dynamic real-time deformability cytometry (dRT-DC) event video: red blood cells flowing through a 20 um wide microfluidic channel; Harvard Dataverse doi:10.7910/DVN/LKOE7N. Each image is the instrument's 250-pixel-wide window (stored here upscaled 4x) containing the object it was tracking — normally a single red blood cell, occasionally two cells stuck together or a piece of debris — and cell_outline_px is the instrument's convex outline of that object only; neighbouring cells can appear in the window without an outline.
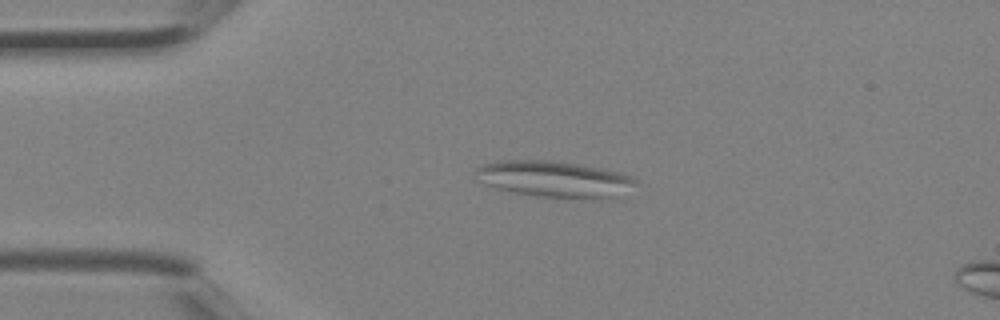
{"species": "Egyptian fruit bat (a non-hibernating species)", "species_latin": "Rousettus aegyptiacus", "temperature_condition": "room temperature", "stored_images_in_passage": 3, "camera_frame_rate_fps": 3000, "um_per_image_px": 0.085, "animal": {"sex": "female"}, "frame": {"image": 1, "passage_image": 2, "time_ms": 0.333, "image_size_px": [1000, 320], "cell_outline_px": [[640, 184], [612, 196], [596, 200], [592, 200], [536, 196], [512, 192], [496, 188], [484, 184], [476, 180], [472, 172], [480, 164], [504, 160], [552, 160], [600, 168], [616, 172], [628, 176], [636, 180]], "centroid_in_image_um": [47.02, 15.23], "position_along_channel_um": 38.0, "area_um2": 34.1}}